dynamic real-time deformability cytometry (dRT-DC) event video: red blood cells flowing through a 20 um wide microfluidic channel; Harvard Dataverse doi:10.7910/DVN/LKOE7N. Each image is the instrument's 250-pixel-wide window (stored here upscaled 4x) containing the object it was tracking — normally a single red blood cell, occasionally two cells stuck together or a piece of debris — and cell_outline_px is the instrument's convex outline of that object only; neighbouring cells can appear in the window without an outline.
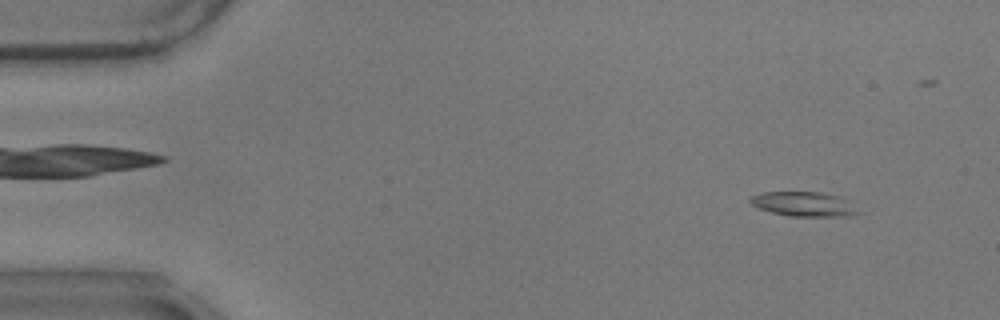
{"species": "common noctule bat (a hibernating species)", "species_latin": "Nyctalus noctula", "temperature_condition": "warm", "stored_images_in_passage": 47, "camera_frame_rate_fps": 3000, "um_per_image_px": 0.085, "animal": {"sex": "male", "body_mass_g": 17.9}, "frame": {"image": 1, "passage_image": 5, "time_ms": 1.333, "image_size_px": [1000, 320], "cell_outline_px": [[864, 212], [848, 216], [788, 216], [772, 212], [760, 208], [752, 204], [748, 200], [752, 196], [760, 192], [820, 192], [844, 196], [852, 200]], "centroid_in_image_um": [68.48, 17.34], "position_along_channel_um": 16.5, "area_um2": 15.95}}
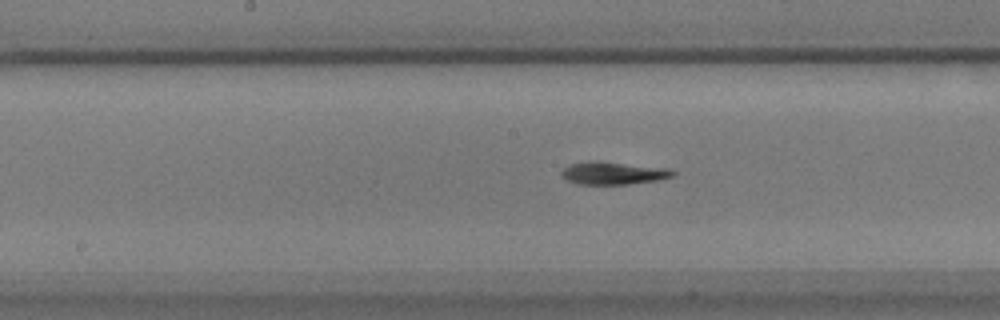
{"frame": {"image": 2, "passage_image": 29, "time_ms": 9.333, "image_size_px": [1000, 320], "cell_outline_px": [[676, 172], [672, 176], [656, 180], [628, 184], [576, 184], [560, 176], [560, 172], [568, 164], [596, 160], [668, 168]], "centroid_in_image_um": [52.07, 14.7], "position_along_channel_um": 196.1, "area_um2": 14.74}}
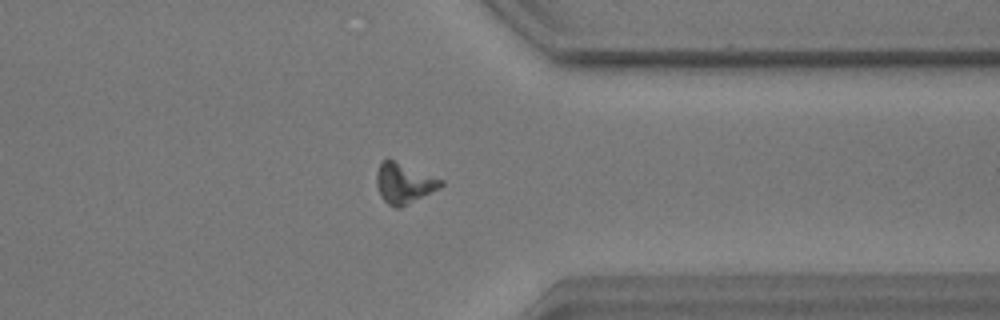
{"frame": {"image": 3, "passage_image": 45, "time_ms": 14.667, "image_size_px": [1000, 320], "cell_outline_px": [[444, 184], [440, 188], [400, 208], [396, 208], [388, 204], [380, 196], [376, 184], [376, 172], [380, 160], [388, 156], [444, 180]], "centroid_in_image_um": [34.31, 15.52], "position_along_channel_um": 377.1, "area_um2": 15.66}}